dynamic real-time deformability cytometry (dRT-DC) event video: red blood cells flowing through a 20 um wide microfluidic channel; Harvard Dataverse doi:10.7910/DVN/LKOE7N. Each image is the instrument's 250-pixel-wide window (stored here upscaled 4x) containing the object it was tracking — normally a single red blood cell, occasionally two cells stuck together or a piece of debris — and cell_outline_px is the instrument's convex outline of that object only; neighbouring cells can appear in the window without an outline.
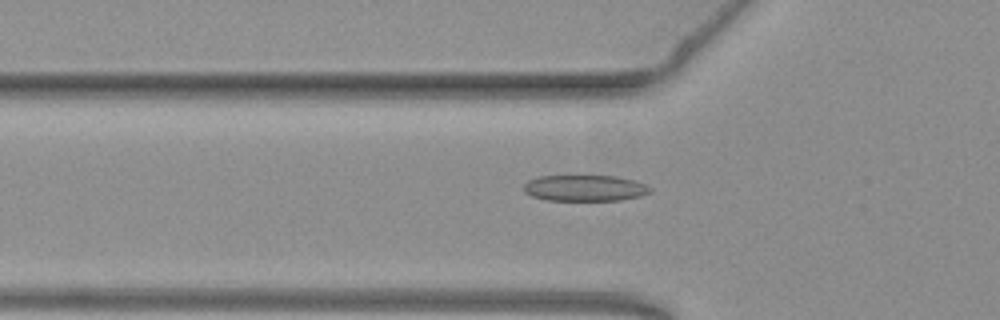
{"species": "common noctule bat (a hibernating species)", "species_latin": "Nyctalus noctula", "temperature_condition": "warm", "stored_images_in_passage": 21, "camera_frame_rate_fps": 3000, "um_per_image_px": 0.085, "animal": {"sex": "female", "body_mass_g": 19.3, "forearm_length_mm": 54.1}, "frame": {"image": 1, "passage_image": 21, "time_ms": 6.667, "image_size_px": [1000, 320], "cell_outline_px": [[652, 192], [640, 196], [620, 200], [548, 200], [532, 196], [524, 192], [524, 184], [528, 180], [540, 176], [616, 176], [636, 180], [652, 188]], "centroid_in_image_um": [49.74, 15.98], "position_along_channel_um": 76.1, "area_um2": 19.25}}